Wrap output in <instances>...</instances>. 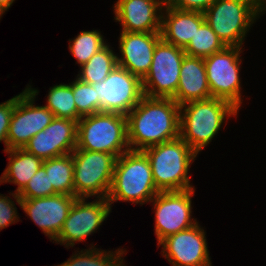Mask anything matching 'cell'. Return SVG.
<instances>
[{
    "mask_svg": "<svg viewBox=\"0 0 266 266\" xmlns=\"http://www.w3.org/2000/svg\"><path fill=\"white\" fill-rule=\"evenodd\" d=\"M216 0H166L175 9L204 13Z\"/></svg>",
    "mask_w": 266,
    "mask_h": 266,
    "instance_id": "cell-33",
    "label": "cell"
},
{
    "mask_svg": "<svg viewBox=\"0 0 266 266\" xmlns=\"http://www.w3.org/2000/svg\"><path fill=\"white\" fill-rule=\"evenodd\" d=\"M15 0H0V19L1 16L7 11L11 5L14 3Z\"/></svg>",
    "mask_w": 266,
    "mask_h": 266,
    "instance_id": "cell-34",
    "label": "cell"
},
{
    "mask_svg": "<svg viewBox=\"0 0 266 266\" xmlns=\"http://www.w3.org/2000/svg\"><path fill=\"white\" fill-rule=\"evenodd\" d=\"M73 97L77 108V122L84 116L99 112V98L92 84L76 77L72 82Z\"/></svg>",
    "mask_w": 266,
    "mask_h": 266,
    "instance_id": "cell-28",
    "label": "cell"
},
{
    "mask_svg": "<svg viewBox=\"0 0 266 266\" xmlns=\"http://www.w3.org/2000/svg\"><path fill=\"white\" fill-rule=\"evenodd\" d=\"M77 252L64 263L55 266H121L124 260L122 255L126 254L124 249L118 248L114 252H107L95 248L94 245L84 251Z\"/></svg>",
    "mask_w": 266,
    "mask_h": 266,
    "instance_id": "cell-23",
    "label": "cell"
},
{
    "mask_svg": "<svg viewBox=\"0 0 266 266\" xmlns=\"http://www.w3.org/2000/svg\"><path fill=\"white\" fill-rule=\"evenodd\" d=\"M11 195L30 219L42 229V232L54 241L77 198L74 195L56 194L33 199H20L16 193H11Z\"/></svg>",
    "mask_w": 266,
    "mask_h": 266,
    "instance_id": "cell-15",
    "label": "cell"
},
{
    "mask_svg": "<svg viewBox=\"0 0 266 266\" xmlns=\"http://www.w3.org/2000/svg\"><path fill=\"white\" fill-rule=\"evenodd\" d=\"M42 166L48 175L49 187L58 194L74 195L72 153L43 160Z\"/></svg>",
    "mask_w": 266,
    "mask_h": 266,
    "instance_id": "cell-21",
    "label": "cell"
},
{
    "mask_svg": "<svg viewBox=\"0 0 266 266\" xmlns=\"http://www.w3.org/2000/svg\"><path fill=\"white\" fill-rule=\"evenodd\" d=\"M209 98H211V92L204 59L185 55L181 64L178 88L172 99L181 106L191 101Z\"/></svg>",
    "mask_w": 266,
    "mask_h": 266,
    "instance_id": "cell-19",
    "label": "cell"
},
{
    "mask_svg": "<svg viewBox=\"0 0 266 266\" xmlns=\"http://www.w3.org/2000/svg\"><path fill=\"white\" fill-rule=\"evenodd\" d=\"M9 155L8 166L0 177V184L13 183L18 187L15 191L19 194L27 185L30 178L39 170L43 160L32 155L24 148L4 150Z\"/></svg>",
    "mask_w": 266,
    "mask_h": 266,
    "instance_id": "cell-20",
    "label": "cell"
},
{
    "mask_svg": "<svg viewBox=\"0 0 266 266\" xmlns=\"http://www.w3.org/2000/svg\"><path fill=\"white\" fill-rule=\"evenodd\" d=\"M184 49L165 42H157L149 72L142 79L144 95L173 98L178 88Z\"/></svg>",
    "mask_w": 266,
    "mask_h": 266,
    "instance_id": "cell-9",
    "label": "cell"
},
{
    "mask_svg": "<svg viewBox=\"0 0 266 266\" xmlns=\"http://www.w3.org/2000/svg\"><path fill=\"white\" fill-rule=\"evenodd\" d=\"M17 208L14 201L0 194V231L10 224L18 222Z\"/></svg>",
    "mask_w": 266,
    "mask_h": 266,
    "instance_id": "cell-31",
    "label": "cell"
},
{
    "mask_svg": "<svg viewBox=\"0 0 266 266\" xmlns=\"http://www.w3.org/2000/svg\"><path fill=\"white\" fill-rule=\"evenodd\" d=\"M242 47H226L204 59L207 82L211 98H218L231 103L238 110L241 107V78Z\"/></svg>",
    "mask_w": 266,
    "mask_h": 266,
    "instance_id": "cell-8",
    "label": "cell"
},
{
    "mask_svg": "<svg viewBox=\"0 0 266 266\" xmlns=\"http://www.w3.org/2000/svg\"><path fill=\"white\" fill-rule=\"evenodd\" d=\"M76 120L54 118L51 122L52 148H56V157L70 154L77 145Z\"/></svg>",
    "mask_w": 266,
    "mask_h": 266,
    "instance_id": "cell-26",
    "label": "cell"
},
{
    "mask_svg": "<svg viewBox=\"0 0 266 266\" xmlns=\"http://www.w3.org/2000/svg\"><path fill=\"white\" fill-rule=\"evenodd\" d=\"M160 39V32L121 31V57L117 56V65L143 79L150 70L155 46Z\"/></svg>",
    "mask_w": 266,
    "mask_h": 266,
    "instance_id": "cell-17",
    "label": "cell"
},
{
    "mask_svg": "<svg viewBox=\"0 0 266 266\" xmlns=\"http://www.w3.org/2000/svg\"><path fill=\"white\" fill-rule=\"evenodd\" d=\"M92 85L99 95V112L127 115L144 96L142 79L118 65L104 81Z\"/></svg>",
    "mask_w": 266,
    "mask_h": 266,
    "instance_id": "cell-12",
    "label": "cell"
},
{
    "mask_svg": "<svg viewBox=\"0 0 266 266\" xmlns=\"http://www.w3.org/2000/svg\"><path fill=\"white\" fill-rule=\"evenodd\" d=\"M73 156L74 196L107 198L117 156L110 153L75 148Z\"/></svg>",
    "mask_w": 266,
    "mask_h": 266,
    "instance_id": "cell-7",
    "label": "cell"
},
{
    "mask_svg": "<svg viewBox=\"0 0 266 266\" xmlns=\"http://www.w3.org/2000/svg\"><path fill=\"white\" fill-rule=\"evenodd\" d=\"M126 118L130 150H144L180 136V106L172 98L144 95Z\"/></svg>",
    "mask_w": 266,
    "mask_h": 266,
    "instance_id": "cell-1",
    "label": "cell"
},
{
    "mask_svg": "<svg viewBox=\"0 0 266 266\" xmlns=\"http://www.w3.org/2000/svg\"><path fill=\"white\" fill-rule=\"evenodd\" d=\"M24 149L42 160L56 157V148H52L51 123L33 136Z\"/></svg>",
    "mask_w": 266,
    "mask_h": 266,
    "instance_id": "cell-30",
    "label": "cell"
},
{
    "mask_svg": "<svg viewBox=\"0 0 266 266\" xmlns=\"http://www.w3.org/2000/svg\"><path fill=\"white\" fill-rule=\"evenodd\" d=\"M150 162L154 184L159 191L193 189L188 172L197 154L180 137L143 150Z\"/></svg>",
    "mask_w": 266,
    "mask_h": 266,
    "instance_id": "cell-4",
    "label": "cell"
},
{
    "mask_svg": "<svg viewBox=\"0 0 266 266\" xmlns=\"http://www.w3.org/2000/svg\"><path fill=\"white\" fill-rule=\"evenodd\" d=\"M238 114L231 103L218 99L191 101L180 106V138L198 155L221 129L228 117Z\"/></svg>",
    "mask_w": 266,
    "mask_h": 266,
    "instance_id": "cell-2",
    "label": "cell"
},
{
    "mask_svg": "<svg viewBox=\"0 0 266 266\" xmlns=\"http://www.w3.org/2000/svg\"><path fill=\"white\" fill-rule=\"evenodd\" d=\"M86 199L76 198L55 243L69 249L76 242H84L109 216L111 205L107 198H98L92 202H86Z\"/></svg>",
    "mask_w": 266,
    "mask_h": 266,
    "instance_id": "cell-13",
    "label": "cell"
},
{
    "mask_svg": "<svg viewBox=\"0 0 266 266\" xmlns=\"http://www.w3.org/2000/svg\"><path fill=\"white\" fill-rule=\"evenodd\" d=\"M45 105L56 118L77 121V108L74 102L72 82L50 87Z\"/></svg>",
    "mask_w": 266,
    "mask_h": 266,
    "instance_id": "cell-25",
    "label": "cell"
},
{
    "mask_svg": "<svg viewBox=\"0 0 266 266\" xmlns=\"http://www.w3.org/2000/svg\"><path fill=\"white\" fill-rule=\"evenodd\" d=\"M204 21V13L175 9L166 3L162 11L161 38L167 43L185 49L196 29Z\"/></svg>",
    "mask_w": 266,
    "mask_h": 266,
    "instance_id": "cell-18",
    "label": "cell"
},
{
    "mask_svg": "<svg viewBox=\"0 0 266 266\" xmlns=\"http://www.w3.org/2000/svg\"><path fill=\"white\" fill-rule=\"evenodd\" d=\"M110 47L107 44L99 52L95 53L87 63L82 65L77 78L89 84L104 81L117 66L118 55Z\"/></svg>",
    "mask_w": 266,
    "mask_h": 266,
    "instance_id": "cell-22",
    "label": "cell"
},
{
    "mask_svg": "<svg viewBox=\"0 0 266 266\" xmlns=\"http://www.w3.org/2000/svg\"><path fill=\"white\" fill-rule=\"evenodd\" d=\"M227 46L212 30L206 20L200 25L184 49L186 55L205 58L224 50Z\"/></svg>",
    "mask_w": 266,
    "mask_h": 266,
    "instance_id": "cell-24",
    "label": "cell"
},
{
    "mask_svg": "<svg viewBox=\"0 0 266 266\" xmlns=\"http://www.w3.org/2000/svg\"><path fill=\"white\" fill-rule=\"evenodd\" d=\"M106 45L107 42L99 31H81L73 40H69V51L81 67Z\"/></svg>",
    "mask_w": 266,
    "mask_h": 266,
    "instance_id": "cell-27",
    "label": "cell"
},
{
    "mask_svg": "<svg viewBox=\"0 0 266 266\" xmlns=\"http://www.w3.org/2000/svg\"><path fill=\"white\" fill-rule=\"evenodd\" d=\"M204 16L227 47H242L250 27L260 17L257 0H216Z\"/></svg>",
    "mask_w": 266,
    "mask_h": 266,
    "instance_id": "cell-6",
    "label": "cell"
},
{
    "mask_svg": "<svg viewBox=\"0 0 266 266\" xmlns=\"http://www.w3.org/2000/svg\"><path fill=\"white\" fill-rule=\"evenodd\" d=\"M195 188L181 191H160L150 202L155 212V235L159 244L166 237L193 227L192 196Z\"/></svg>",
    "mask_w": 266,
    "mask_h": 266,
    "instance_id": "cell-11",
    "label": "cell"
},
{
    "mask_svg": "<svg viewBox=\"0 0 266 266\" xmlns=\"http://www.w3.org/2000/svg\"><path fill=\"white\" fill-rule=\"evenodd\" d=\"M39 91L28 86L17 95L7 134V150L24 148L38 132L55 118L46 106L34 105Z\"/></svg>",
    "mask_w": 266,
    "mask_h": 266,
    "instance_id": "cell-10",
    "label": "cell"
},
{
    "mask_svg": "<svg viewBox=\"0 0 266 266\" xmlns=\"http://www.w3.org/2000/svg\"><path fill=\"white\" fill-rule=\"evenodd\" d=\"M206 233L199 223L163 239L162 256L172 266H212Z\"/></svg>",
    "mask_w": 266,
    "mask_h": 266,
    "instance_id": "cell-14",
    "label": "cell"
},
{
    "mask_svg": "<svg viewBox=\"0 0 266 266\" xmlns=\"http://www.w3.org/2000/svg\"><path fill=\"white\" fill-rule=\"evenodd\" d=\"M166 0H117L114 19L127 32H161L162 11Z\"/></svg>",
    "mask_w": 266,
    "mask_h": 266,
    "instance_id": "cell-16",
    "label": "cell"
},
{
    "mask_svg": "<svg viewBox=\"0 0 266 266\" xmlns=\"http://www.w3.org/2000/svg\"><path fill=\"white\" fill-rule=\"evenodd\" d=\"M159 192L154 184L150 162L143 150H128L117 158L107 197L111 207L115 201L143 205Z\"/></svg>",
    "mask_w": 266,
    "mask_h": 266,
    "instance_id": "cell-3",
    "label": "cell"
},
{
    "mask_svg": "<svg viewBox=\"0 0 266 266\" xmlns=\"http://www.w3.org/2000/svg\"><path fill=\"white\" fill-rule=\"evenodd\" d=\"M16 100L17 95L0 104V142H4V150H7V134Z\"/></svg>",
    "mask_w": 266,
    "mask_h": 266,
    "instance_id": "cell-32",
    "label": "cell"
},
{
    "mask_svg": "<svg viewBox=\"0 0 266 266\" xmlns=\"http://www.w3.org/2000/svg\"><path fill=\"white\" fill-rule=\"evenodd\" d=\"M76 148L117 157L126 153L130 150L126 115L101 111L82 117L77 125Z\"/></svg>",
    "mask_w": 266,
    "mask_h": 266,
    "instance_id": "cell-5",
    "label": "cell"
},
{
    "mask_svg": "<svg viewBox=\"0 0 266 266\" xmlns=\"http://www.w3.org/2000/svg\"><path fill=\"white\" fill-rule=\"evenodd\" d=\"M257 9L259 15H262L266 11V0H257Z\"/></svg>",
    "mask_w": 266,
    "mask_h": 266,
    "instance_id": "cell-35",
    "label": "cell"
},
{
    "mask_svg": "<svg viewBox=\"0 0 266 266\" xmlns=\"http://www.w3.org/2000/svg\"><path fill=\"white\" fill-rule=\"evenodd\" d=\"M58 194L49 187L48 175L43 166L30 178L25 188L18 194L20 199H33Z\"/></svg>",
    "mask_w": 266,
    "mask_h": 266,
    "instance_id": "cell-29",
    "label": "cell"
}]
</instances>
